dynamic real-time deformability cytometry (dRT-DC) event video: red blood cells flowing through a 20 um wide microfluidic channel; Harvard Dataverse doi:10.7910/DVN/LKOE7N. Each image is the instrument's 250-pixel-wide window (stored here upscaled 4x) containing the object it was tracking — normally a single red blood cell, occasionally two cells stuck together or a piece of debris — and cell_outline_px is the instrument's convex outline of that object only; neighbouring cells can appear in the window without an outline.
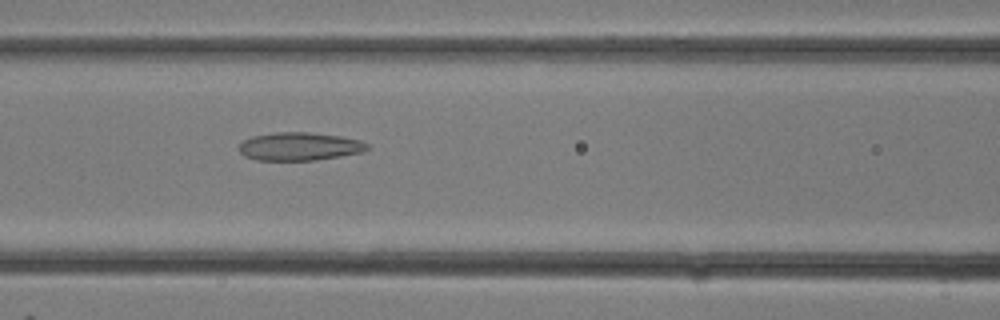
{"species": "common noctule bat (a hibernating species)", "species_latin": "Nyctalus noctula", "temperature_condition": "room temperature", "stored_images_in_passage": 20, "camera_frame_rate_fps": 3000, "um_per_image_px": 0.085, "animal": {"sex": "female"}, "frame": {"image": 1, "passage_image": 4, "time_ms": 1.0, "image_size_px": [1000, 320], "cell_outline_px": [[368, 148], [364, 152], [316, 160], [256, 160], [244, 156], [240, 152], [240, 144], [244, 140], [252, 136], [276, 132], [308, 132], [340, 136], [360, 140], [368, 144]], "centroid_in_image_um": [25.46, 12.45], "position_along_channel_um": 141.1, "area_um2": 20.98}}
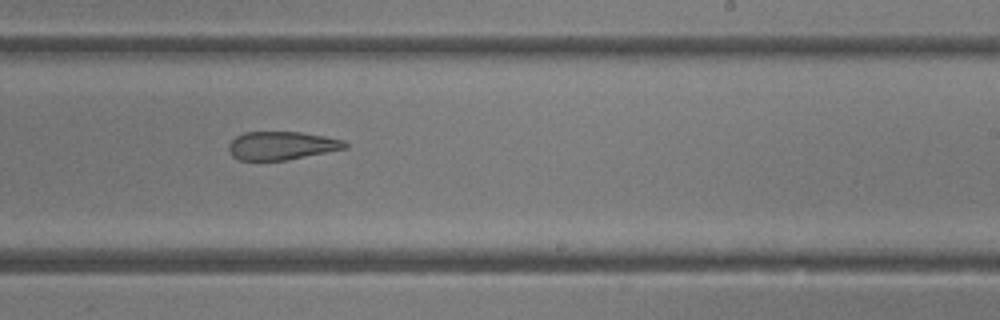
{"frame": {"image": 2, "passage_image": 9, "time_ms": 2.667, "image_size_px": [1000, 320], "cell_outline_px": [[348, 148], [284, 160], [240, 160], [232, 156], [228, 152], [228, 144], [236, 136], [244, 132], [300, 132], [324, 136], [344, 140], [348, 144]], "centroid_in_image_um": [23.92, 12.37], "position_along_channel_um": 265.1, "area_um2": 19.13}}
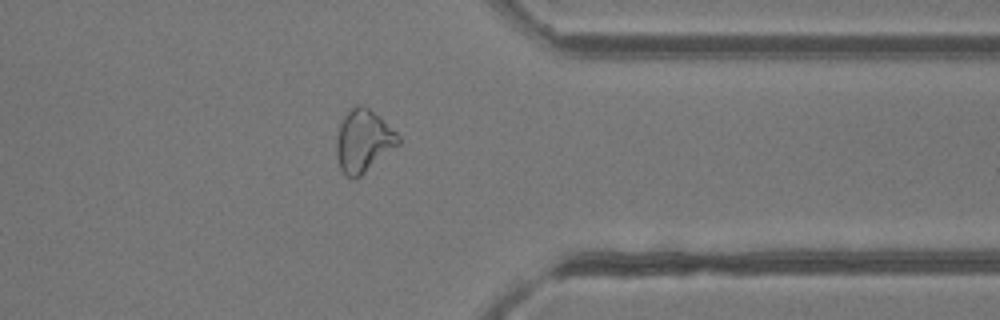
{"frame": {"image": 3, "passage_image": 14, "time_ms": 4.333, "image_size_px": [1000, 320], "cell_outline_px": [[400, 144], [360, 176], [352, 180], [344, 176], [340, 168], [336, 156], [336, 136], [344, 112], [356, 104], [364, 104], [380, 116], [400, 136]], "centroid_in_image_um": [30.86, 11.96], "position_along_channel_um": 380.5, "area_um2": 23.0}}